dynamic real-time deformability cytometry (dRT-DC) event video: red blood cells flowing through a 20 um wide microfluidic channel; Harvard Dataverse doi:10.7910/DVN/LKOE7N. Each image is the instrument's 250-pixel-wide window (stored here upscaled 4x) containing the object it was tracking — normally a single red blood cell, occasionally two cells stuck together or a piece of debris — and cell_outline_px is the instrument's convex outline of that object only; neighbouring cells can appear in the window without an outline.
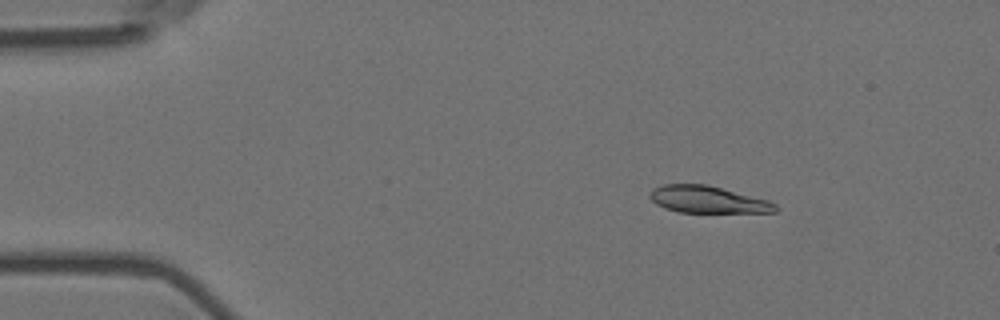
{"species": "Egyptian fruit bat (a non-hibernating species)", "species_latin": "Rousettus aegyptiacus", "temperature_condition": "room temperature", "stored_images_in_passage": 6, "camera_frame_rate_fps": 3000, "um_per_image_px": 0.085, "animal": {"sex": "female"}, "frame": {"image": 1, "passage_image": 3, "time_ms": 0.667, "image_size_px": [1000, 320], "cell_outline_px": [[780, 208], [776, 212], [676, 212], [664, 208], [656, 204], [648, 196], [652, 188], [664, 184], [708, 184], [768, 200], [776, 204]], "centroid_in_image_um": [60.14, 16.96], "position_along_channel_um": 24.9, "area_um2": 19.88}}